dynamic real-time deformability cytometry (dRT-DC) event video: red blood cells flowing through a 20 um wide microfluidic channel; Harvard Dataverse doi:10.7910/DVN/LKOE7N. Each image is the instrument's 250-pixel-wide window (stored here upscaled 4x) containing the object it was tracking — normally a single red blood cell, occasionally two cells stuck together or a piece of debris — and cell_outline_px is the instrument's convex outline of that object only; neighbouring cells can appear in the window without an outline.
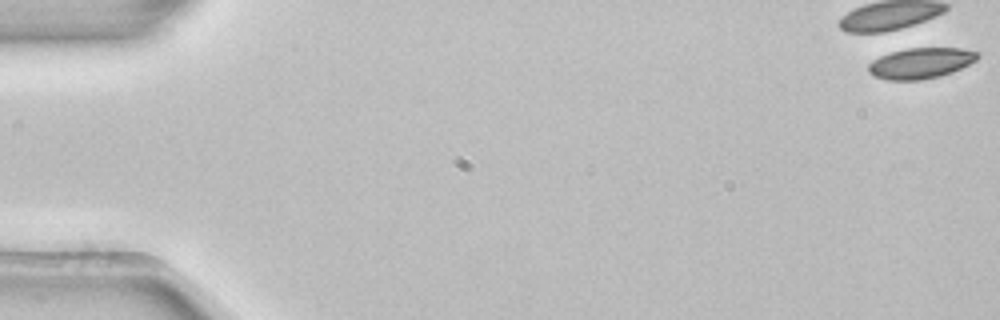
{"species": "common noctule bat (a hibernating species)", "species_latin": "Nyctalus noctula", "temperature_condition": "room temperature", "stored_images_in_passage": 6, "camera_frame_rate_fps": 3000, "um_per_image_px": 0.085, "animal": {"sex": "female", "body_mass_g": 22.7, "forearm_length_mm": 54.2}, "frame": {"image": 1, "passage_image": 1, "time_ms": 0.0, "image_size_px": [1000, 320], "cell_outline_px": [[980, 56], [976, 60], [952, 72], [940, 76], [920, 80], [888, 80], [872, 76], [868, 72], [868, 64], [872, 60], [880, 56], [892, 52], [908, 48], [964, 48], [980, 52]], "centroid_in_image_um": [78.26, 5.37], "position_along_channel_um": 6.7, "area_um2": 19.65}}